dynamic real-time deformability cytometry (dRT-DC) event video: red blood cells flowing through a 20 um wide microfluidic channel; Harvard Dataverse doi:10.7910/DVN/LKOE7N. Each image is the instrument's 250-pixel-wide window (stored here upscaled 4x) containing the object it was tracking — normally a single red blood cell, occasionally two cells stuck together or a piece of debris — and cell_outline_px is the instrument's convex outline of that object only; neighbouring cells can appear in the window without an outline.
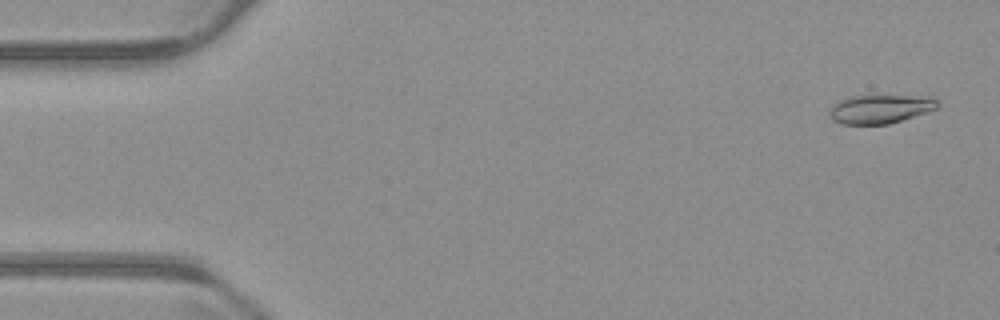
{"species": "common noctule bat (a hibernating species)", "species_latin": "Nyctalus noctula", "temperature_condition": "warm", "stored_images_in_passage": 54, "camera_frame_rate_fps": 3000, "um_per_image_px": 0.085, "animal": {"sex": "male", "body_mass_g": 23.1, "forearm_length_mm": 52.7}, "frame": {"image": 1, "passage_image": 2, "time_ms": 0.333, "image_size_px": [1000, 320], "cell_outline_px": [[940, 104], [936, 108], [928, 112], [888, 124], [840, 124], [832, 120], [828, 116], [828, 108], [836, 100], [852, 96], [876, 92], [928, 96], [936, 100]], "centroid_in_image_um": [74.77, 9.2], "position_along_channel_um": 10.2, "area_um2": 19.42}}
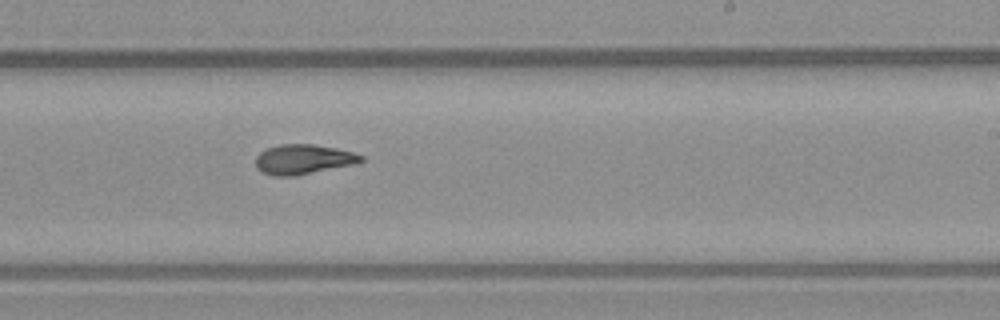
{"frame": {"image": 2, "passage_image": 32, "time_ms": 10.333, "image_size_px": [1000, 320], "cell_outline_px": [[364, 160], [352, 164], [296, 176], [272, 176], [260, 172], [256, 168], [256, 156], [260, 152], [268, 148], [280, 144], [312, 144], [336, 148], [352, 152], [364, 156]], "centroid_in_image_um": [25.73, 13.55], "position_along_channel_um": 263.3, "area_um2": 18.26}}
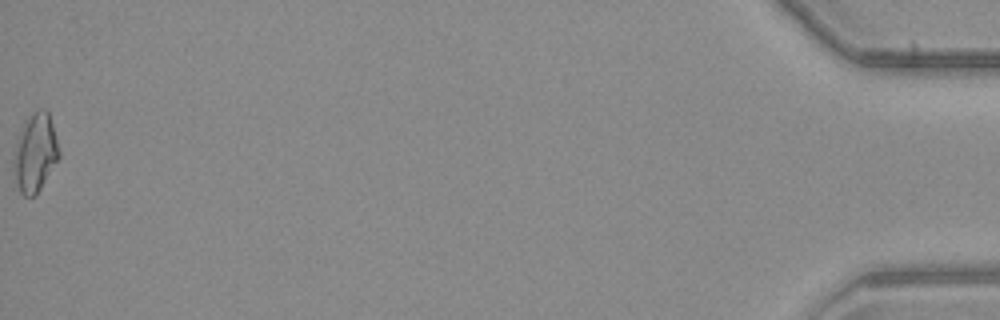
{"frame": {"image": 3, "passage_image": 54, "time_ms": 17.667, "image_size_px": [1000, 320], "cell_outline_px": [[60, 156], [36, 196], [24, 196], [20, 192], [16, 180], [12, 160], [16, 140], [20, 128], [24, 120], [36, 108], [48, 108], [56, 136], [60, 152]], "centroid_in_image_um": [2.99, 12.92], "position_along_channel_um": 432.2, "area_um2": 21.15}, "authors_computed_cell_mechanics": {"area_um2": 18.2937, "velocity_mm_per_s": 3.8254, "shape_relaxation_time_tau1_ms": null, "shape_relaxation_time_tau2_ms": 3.4272, "deformation_change_tau1": null, "deformation_change_tau2": 0.1108}}